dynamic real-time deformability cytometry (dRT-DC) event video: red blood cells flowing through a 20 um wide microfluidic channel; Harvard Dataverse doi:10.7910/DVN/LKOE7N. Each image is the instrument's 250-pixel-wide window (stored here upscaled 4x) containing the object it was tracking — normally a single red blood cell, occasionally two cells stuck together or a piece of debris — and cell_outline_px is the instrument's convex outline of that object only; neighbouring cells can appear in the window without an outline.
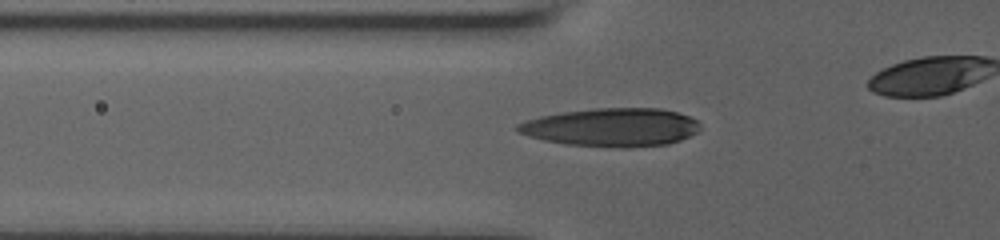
{"species": "human", "species_latin": "Homo sapiens", "temperature_condition": "room temperature", "stored_images_in_passage": 23, "camera_frame_rate_fps": 3000, "um_per_image_px": 0.085, "donor": {"sex": "male"}, "frame": {"image": 1, "passage_image": 3, "time_ms": 0.333, "image_size_px": [1000, 240], "cell_outline_px": [[700, 128], [696, 132], [680, 140], [668, 144], [628, 148], [624, 148], [564, 144], [544, 140], [528, 136], [516, 132], [516, 124], [524, 120], [540, 116], [560, 112], [592, 108], [660, 108], [676, 112], [688, 116], [696, 120], [700, 124]], "centroid_in_image_um": [51.94, 10.82], "position_along_channel_um": 73.9, "area_um2": 41.04}}
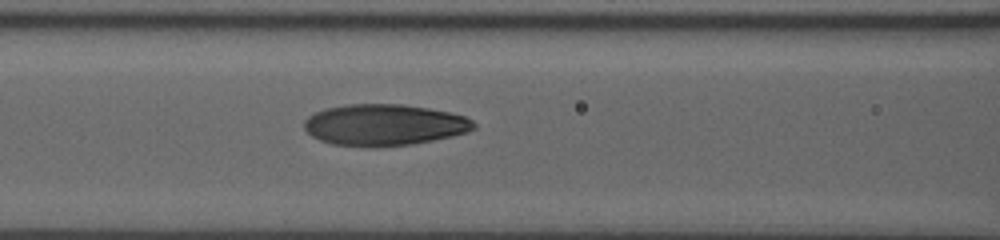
{"frame": {"image": 2, "passage_image": 12, "time_ms": 2.0, "image_size_px": [1000, 240], "cell_outline_px": [[476, 128], [468, 132], [452, 136], [412, 144], [376, 148], [364, 148], [332, 144], [320, 140], [312, 136], [304, 128], [304, 120], [308, 116], [316, 112], [328, 108], [348, 104], [400, 104], [428, 108], [448, 112], [464, 116], [472, 120], [476, 124]], "centroid_in_image_um": [32.65, 10.63], "position_along_channel_um": 133.9, "area_um2": 41.15}}
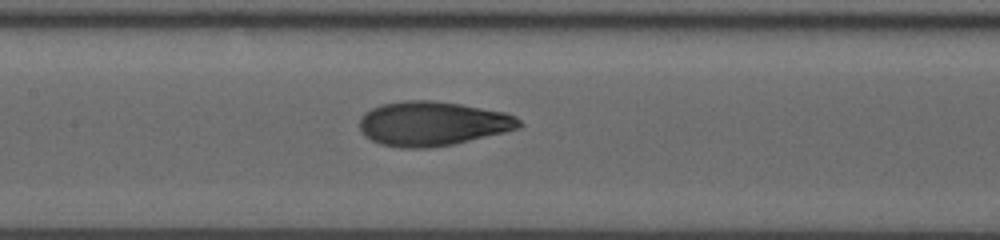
{"frame": {"image": 3, "passage_image": 19, "time_ms": 3.0, "image_size_px": [1000, 240], "cell_outline_px": [[524, 124], [520, 128], [504, 132], [452, 144], [428, 148], [400, 148], [380, 144], [364, 136], [360, 132], [360, 116], [364, 112], [380, 104], [404, 100], [432, 100], [460, 104], [504, 112], [516, 116]], "centroid_in_image_um": [36.73, 10.5], "position_along_channel_um": 170.7, "area_um2": 41.44}}